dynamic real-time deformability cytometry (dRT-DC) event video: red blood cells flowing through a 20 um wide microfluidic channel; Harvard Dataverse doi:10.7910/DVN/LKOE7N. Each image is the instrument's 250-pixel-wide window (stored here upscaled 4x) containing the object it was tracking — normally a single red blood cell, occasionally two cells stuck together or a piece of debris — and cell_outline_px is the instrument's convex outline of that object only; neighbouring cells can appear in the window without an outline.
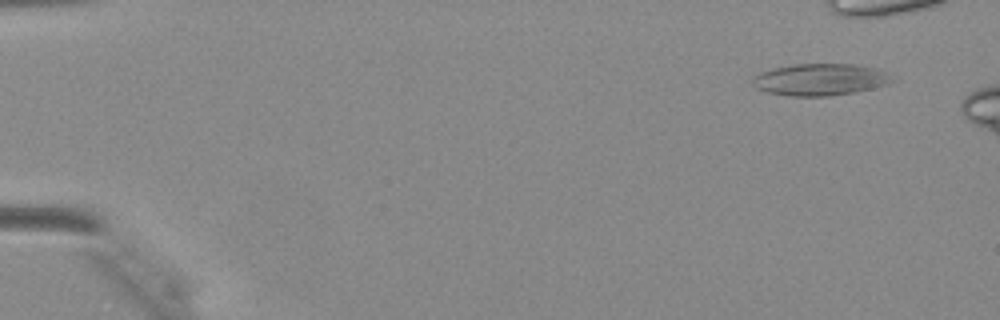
{"species": "Egyptian fruit bat (a non-hibernating species)", "species_latin": "Rousettus aegyptiacus", "temperature_condition": "warm", "stored_images_in_passage": 9, "camera_frame_rate_fps": 3000, "um_per_image_px": 0.085, "animal": {"sex": "female"}, "frame": {"image": 1, "passage_image": 4, "time_ms": 1.0, "image_size_px": [1000, 320], "cell_outline_px": [[892, 80], [884, 84], [872, 88], [852, 92], [828, 96], [792, 96], [768, 92], [756, 88], [752, 84], [752, 76], [760, 72], [792, 64], [852, 64], [872, 68], [888, 72]], "centroid_in_image_um": [69.64, 6.76], "position_along_channel_um": 15.4, "area_um2": 25.49}}